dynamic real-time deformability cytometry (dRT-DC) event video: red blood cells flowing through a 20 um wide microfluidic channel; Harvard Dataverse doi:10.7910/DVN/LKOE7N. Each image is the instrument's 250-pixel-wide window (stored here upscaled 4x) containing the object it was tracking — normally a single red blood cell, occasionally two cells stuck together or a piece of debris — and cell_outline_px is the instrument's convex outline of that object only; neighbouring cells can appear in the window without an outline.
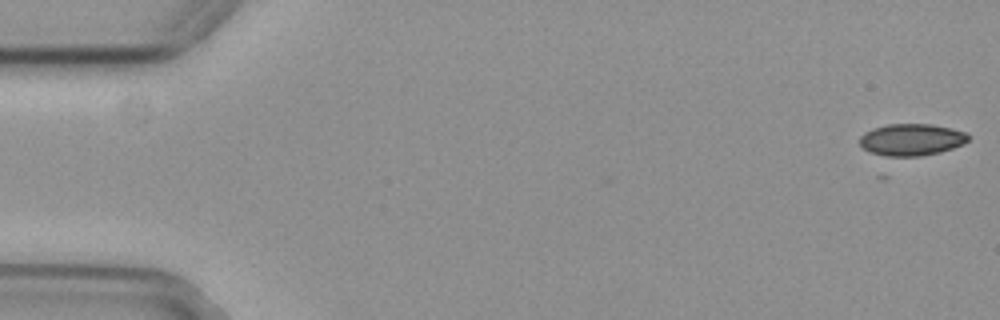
{"species": "common noctule bat (a hibernating species)", "species_latin": "Nyctalus noctula", "temperature_condition": "cold", "stored_images_in_passage": 55, "camera_frame_rate_fps": 3000, "um_per_image_px": 0.085, "animal": {"sex": "female", "body_mass_g": 29.2, "forearm_length_mm": 56.3}, "frame": {"image": 1, "passage_image": 1, "time_ms": 0.0, "image_size_px": [1000, 320], "cell_outline_px": [[968, 140], [964, 144], [940, 152], [920, 156], [888, 156], [872, 152], [864, 148], [860, 144], [860, 136], [864, 132], [872, 128], [888, 124], [932, 124], [952, 128], [968, 132]], "centroid_in_image_um": [77.5, 11.85], "position_along_channel_um": 7.5, "area_um2": 20.17}}
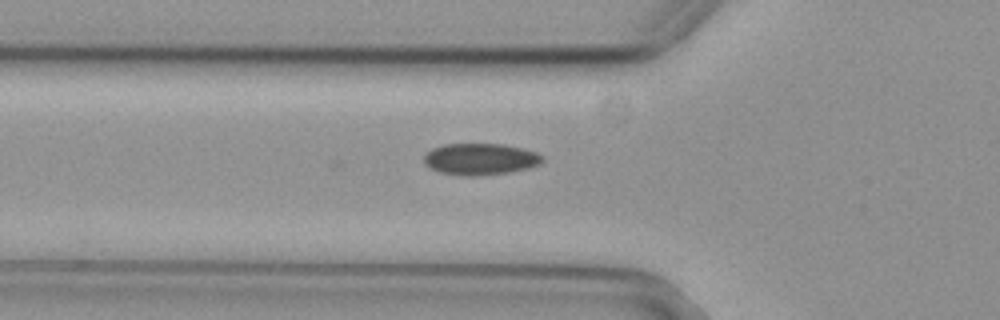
{"frame": {"image": 2, "passage_image": 19, "time_ms": 6.0, "image_size_px": [1000, 320], "cell_outline_px": [[544, 160], [540, 164], [528, 168], [508, 172], [476, 176], [464, 176], [440, 172], [424, 164], [424, 156], [432, 148], [444, 144], [504, 144], [524, 148], [536, 152], [544, 156]], "centroid_in_image_um": [40.85, 13.52], "position_along_channel_um": 84.9, "area_um2": 21.85}}
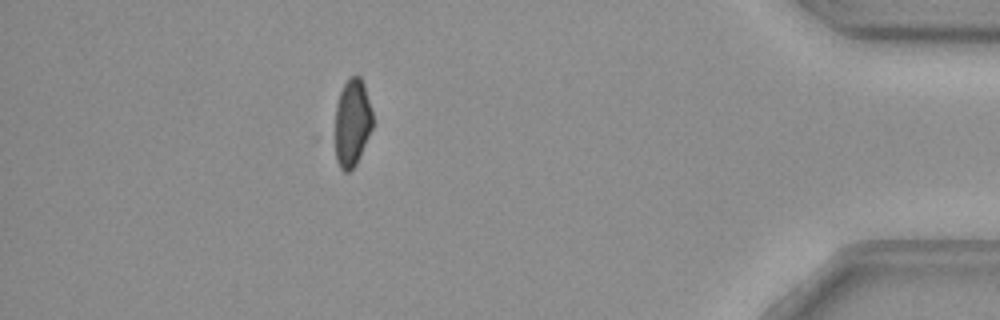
{"frame": {"image": 3, "passage_image": 49, "time_ms": 16.0, "image_size_px": [1000, 320], "cell_outline_px": [[372, 128], [360, 156], [356, 164], [348, 172], [344, 172], [340, 168], [336, 160], [328, 136], [336, 104], [340, 92], [344, 84], [352, 76], [360, 76], [364, 84], [372, 112]], "centroid_in_image_um": [29.81, 10.51], "position_along_channel_um": 405.4, "area_um2": 20.52}}